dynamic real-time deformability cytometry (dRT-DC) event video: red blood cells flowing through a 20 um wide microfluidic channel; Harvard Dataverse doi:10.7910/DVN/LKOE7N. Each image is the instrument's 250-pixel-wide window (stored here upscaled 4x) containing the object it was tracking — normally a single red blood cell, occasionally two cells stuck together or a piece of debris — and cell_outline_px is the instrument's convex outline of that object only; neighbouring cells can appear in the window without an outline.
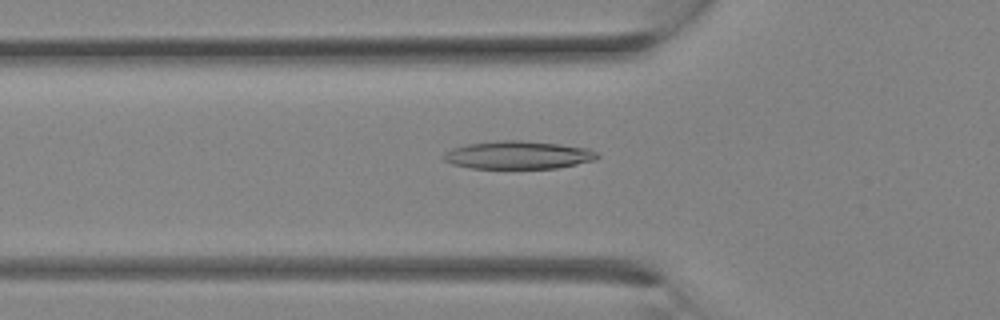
{"species": "Egyptian fruit bat (a non-hibernating species)", "species_latin": "Rousettus aegyptiacus", "temperature_condition": "room temperature", "stored_images_in_passage": 22, "camera_frame_rate_fps": 3000, "um_per_image_px": 0.085, "animal": {"sex": "female"}, "frame": {"image": 1, "passage_image": 3, "time_ms": 0.667, "image_size_px": [1000, 320], "cell_outline_px": [[600, 156], [596, 160], [556, 168], [472, 168], [452, 164], [444, 160], [440, 156], [444, 152], [452, 148], [468, 144], [500, 140], [520, 140], [560, 144], [588, 148], [596, 152]], "centroid_in_image_um": [44.03, 13.17], "position_along_channel_um": 81.8, "area_um2": 25.09}}
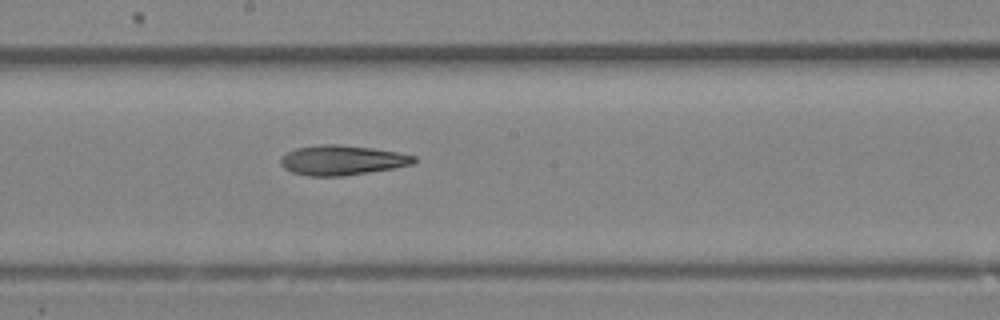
{"frame": {"image": 2, "passage_image": 9, "time_ms": 2.667, "image_size_px": [1000, 320], "cell_outline_px": [[416, 160], [412, 164], [392, 168], [344, 176], [308, 176], [292, 172], [284, 168], [280, 164], [280, 156], [296, 148], [320, 144], [336, 144], [372, 148], [396, 152], [416, 156]], "centroid_in_image_um": [29.02, 13.61], "position_along_channel_um": 219.2, "area_um2": 23.06}}
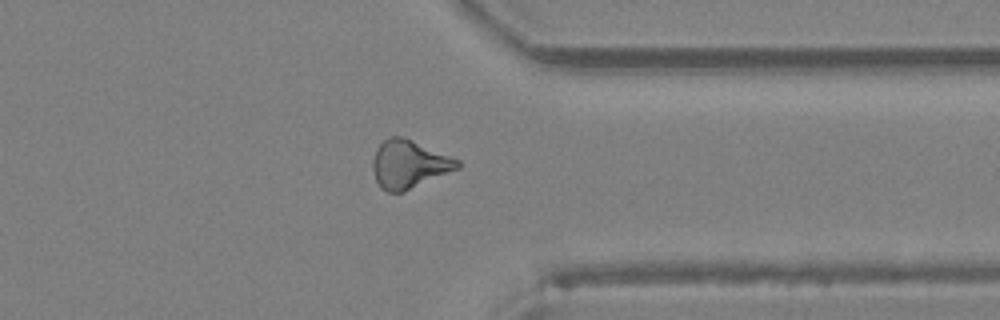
{"frame": {"image": 3, "passage_image": 16, "time_ms": 5.0, "image_size_px": [1000, 320], "cell_outline_px": [[460, 168], [404, 192], [388, 192], [380, 188], [376, 180], [372, 168], [372, 164], [376, 148], [388, 136], [400, 136], [412, 140], [460, 160]], "centroid_in_image_um": [34.76, 13.97], "position_along_channel_um": 376.6, "area_um2": 23.76}}